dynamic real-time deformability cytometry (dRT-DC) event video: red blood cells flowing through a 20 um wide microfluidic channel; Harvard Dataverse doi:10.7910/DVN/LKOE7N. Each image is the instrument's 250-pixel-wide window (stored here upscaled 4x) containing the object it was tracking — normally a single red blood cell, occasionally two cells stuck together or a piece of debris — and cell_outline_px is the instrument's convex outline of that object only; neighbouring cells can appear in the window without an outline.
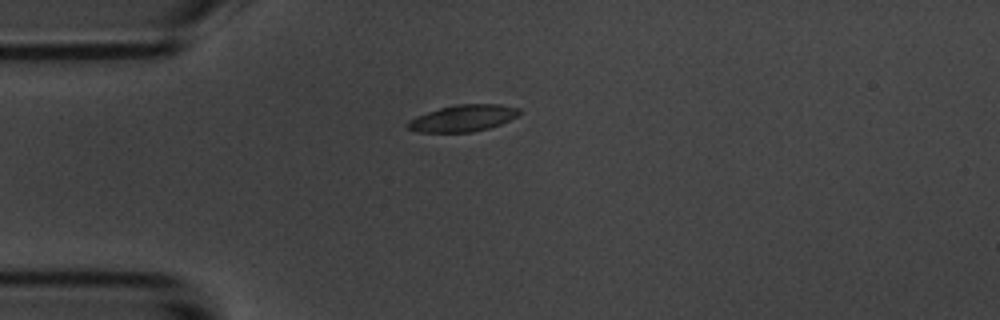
{"species": "common noctule bat (a hibernating species)", "species_latin": "Nyctalus noctula", "temperature_condition": "room temperature", "stored_images_in_passage": 11, "camera_frame_rate_fps": 3000, "um_per_image_px": 0.085, "animal": {"sex": "male", "body_mass_g": 20.1, "forearm_length_mm": 53.5}, "frame": {"image": 1, "passage_image": 4, "time_ms": 4.667, "image_size_px": [1000, 320], "cell_outline_px": [[520, 112], [516, 116], [500, 124], [488, 128], [472, 132], [420, 132], [408, 128], [404, 124], [408, 120], [416, 116], [440, 108], [460, 104], [500, 104], [520, 108]], "centroid_in_image_um": [39.33, 10.04], "position_along_channel_um": 45.7, "area_um2": 17.17}}
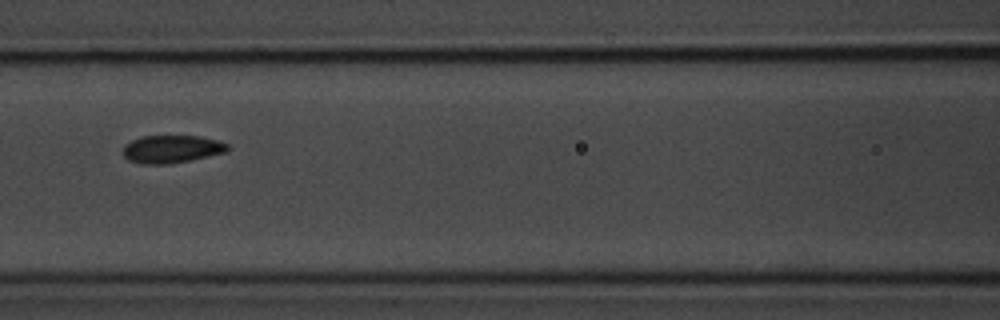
{"frame": {"image": 2, "passage_image": 7, "time_ms": 8.0, "image_size_px": [1000, 320], "cell_outline_px": [[232, 148], [228, 152], [192, 160], [168, 164], [140, 164], [128, 160], [124, 156], [124, 144], [140, 136], [200, 136], [220, 140], [228, 144]], "centroid_in_image_um": [14.65, 12.67], "position_along_channel_um": 152.0, "area_um2": 17.28}}
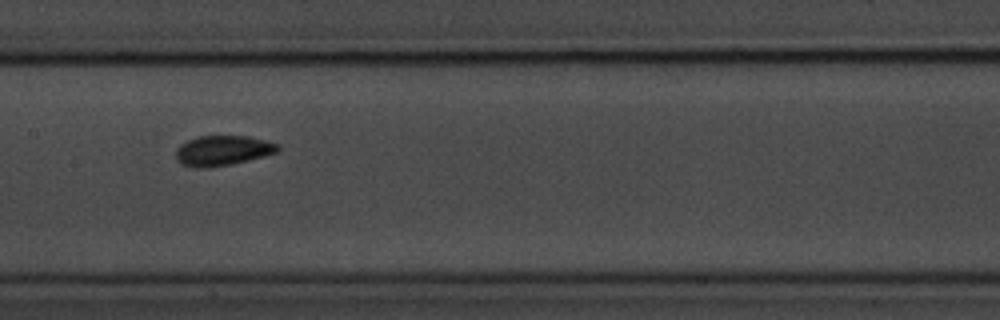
{"frame": {"image": 3, "passage_image": 8, "time_ms": 9.0, "image_size_px": [1000, 320], "cell_outline_px": [[280, 148], [276, 152], [264, 156], [232, 164], [208, 168], [196, 168], [180, 164], [176, 160], [176, 148], [180, 144], [196, 136], [248, 136], [268, 140], [280, 144]], "centroid_in_image_um": [18.92, 12.8], "position_along_channel_um": 188.5, "area_um2": 18.15}}